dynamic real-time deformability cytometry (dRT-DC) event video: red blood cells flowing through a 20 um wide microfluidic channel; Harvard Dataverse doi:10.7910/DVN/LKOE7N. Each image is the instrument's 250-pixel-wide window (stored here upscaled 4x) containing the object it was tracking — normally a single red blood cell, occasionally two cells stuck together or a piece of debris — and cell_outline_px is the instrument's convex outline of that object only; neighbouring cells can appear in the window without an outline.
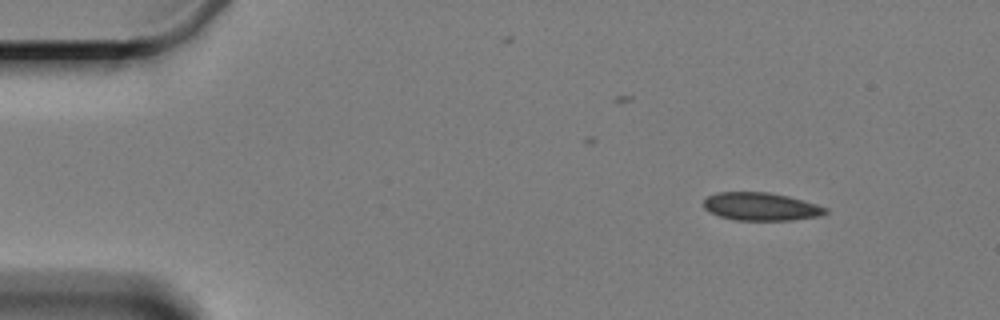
{"species": "Egyptian fruit bat (a non-hibernating species)", "species_latin": "Rousettus aegyptiacus", "temperature_condition": "cold", "stored_images_in_passage": 4, "camera_frame_rate_fps": 3000, "um_per_image_px": 0.085, "animal": {"sex": "female"}, "frame": {"image": 1, "passage_image": 1, "time_ms": 0.0, "image_size_px": [1000, 320], "cell_outline_px": [[828, 212], [824, 216], [792, 220], [736, 220], [720, 216], [708, 212], [704, 208], [704, 200], [708, 196], [716, 192], [768, 192], [788, 196], [804, 200], [828, 208]], "centroid_in_image_um": [64.71, 17.56], "position_along_channel_um": 20.3, "area_um2": 20.06}}
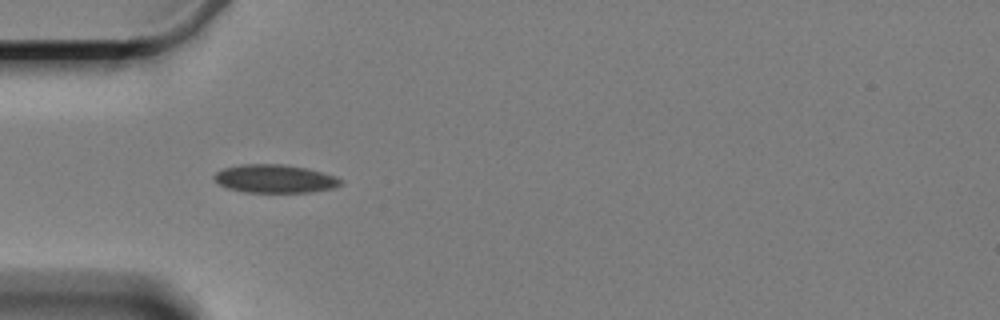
{"frame": {"image": 2, "passage_image": 4, "time_ms": 3.667, "image_size_px": [1000, 320], "cell_outline_px": [[344, 180], [340, 184], [332, 188], [308, 192], [244, 192], [228, 188], [216, 184], [212, 176], [216, 172], [224, 168], [240, 164], [284, 164], [308, 168], [336, 176]], "centroid_in_image_um": [23.32, 15.18], "position_along_channel_um": 61.7, "area_um2": 20.98}}